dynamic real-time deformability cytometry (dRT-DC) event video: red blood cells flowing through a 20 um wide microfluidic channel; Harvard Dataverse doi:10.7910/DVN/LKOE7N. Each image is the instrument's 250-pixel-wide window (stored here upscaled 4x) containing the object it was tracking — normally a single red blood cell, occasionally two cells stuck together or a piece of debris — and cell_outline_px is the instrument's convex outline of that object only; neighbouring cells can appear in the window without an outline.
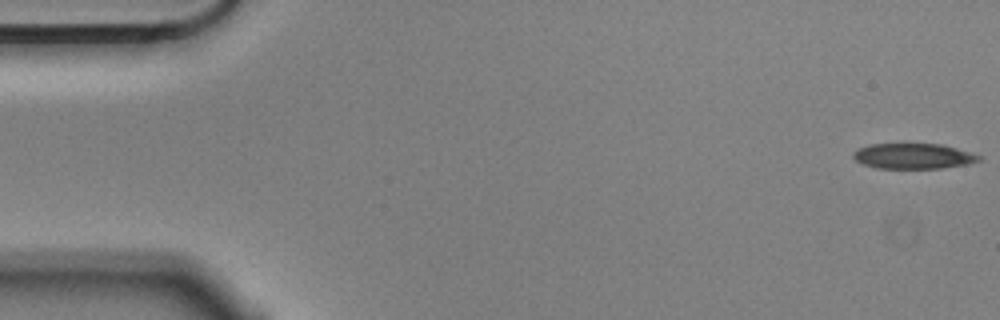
{"species": "Egyptian fruit bat (a non-hibernating species)", "species_latin": "Rousettus aegyptiacus", "temperature_condition": "cold", "stored_images_in_passage": 56, "camera_frame_rate_fps": 3000, "um_per_image_px": 0.085, "animal": {"sex": "male"}, "frame": {"image": 1, "passage_image": 1, "time_ms": 0.0, "image_size_px": [1000, 320], "cell_outline_px": [[980, 160], [968, 164], [940, 168], [876, 168], [864, 164], [856, 160], [852, 156], [852, 152], [868, 144], [944, 144], [980, 156]], "centroid_in_image_um": [77.6, 13.26], "position_along_channel_um": 7.4, "area_um2": 18.44}}
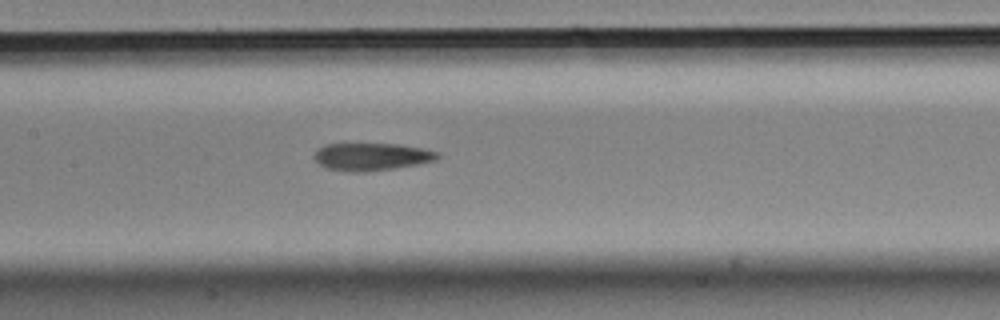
{"frame": {"image": 2, "passage_image": 26, "time_ms": 8.333, "image_size_px": [1000, 320], "cell_outline_px": [[440, 156], [436, 160], [416, 164], [392, 168], [364, 172], [348, 172], [328, 168], [320, 164], [312, 156], [316, 148], [324, 144], [396, 144], [424, 148], [440, 152]], "centroid_in_image_um": [31.56, 13.31], "position_along_channel_um": 175.8, "area_um2": 19.83}}
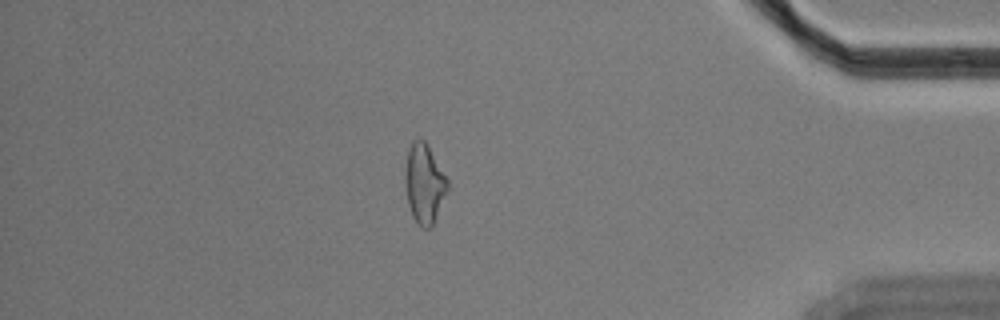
{"frame": {"image": 3, "passage_image": 48, "time_ms": 15.667, "image_size_px": [1000, 320], "cell_outline_px": [[448, 188], [432, 228], [420, 228], [412, 216], [408, 204], [404, 180], [404, 168], [408, 148], [412, 140], [420, 136], [428, 144], [448, 180]], "centroid_in_image_um": [36.04, 15.58], "position_along_channel_um": 399.2, "area_um2": 20.06}, "authors_computed_cell_mechanics": {"area_um2": 20.0566, "velocity_mm_per_s": 3.5637, "shape_relaxation_time_tau1_ms": 5.6625, "shape_relaxation_time_tau2_ms": 6.0663, "deformation_change_tau1": 0.1521, "deformation_change_tau2": 0.1585}}